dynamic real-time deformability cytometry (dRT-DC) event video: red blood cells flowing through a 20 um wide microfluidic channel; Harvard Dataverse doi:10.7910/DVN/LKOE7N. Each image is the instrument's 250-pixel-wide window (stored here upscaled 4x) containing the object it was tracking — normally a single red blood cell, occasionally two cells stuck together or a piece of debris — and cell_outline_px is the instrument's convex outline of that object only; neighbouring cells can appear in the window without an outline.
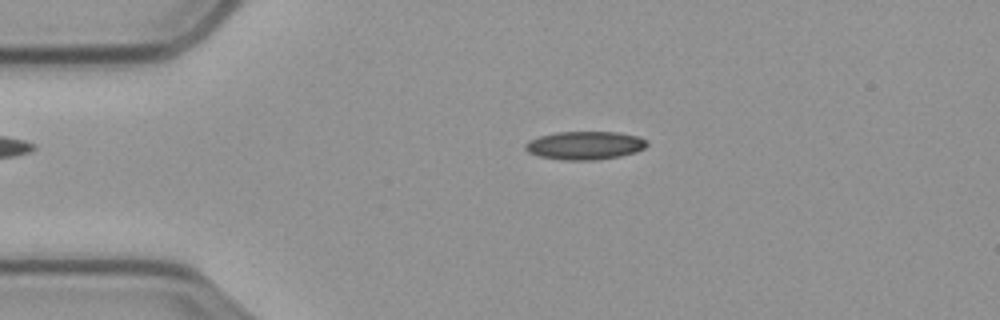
{"species": "common noctule bat (a hibernating species)", "species_latin": "Nyctalus noctula", "temperature_condition": "cold", "stored_images_in_passage": 58, "camera_frame_rate_fps": 3000, "um_per_image_px": 0.085, "animal": {"sex": "male", "body_mass_g": 23.1, "forearm_length_mm": 52.7}, "frame": {"image": 1, "passage_image": 12, "time_ms": 3.667, "image_size_px": [1000, 320], "cell_outline_px": [[648, 144], [644, 148], [636, 152], [620, 156], [596, 160], [568, 160], [540, 156], [528, 152], [524, 148], [524, 144], [528, 140], [540, 136], [556, 132], [620, 132], [640, 136], [648, 140]], "centroid_in_image_um": [49.75, 12.35], "position_along_channel_um": 35.3, "area_um2": 20.17}}
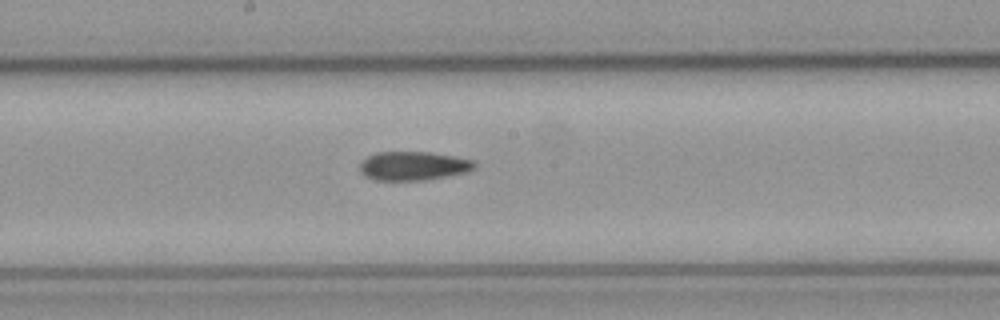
{"frame": {"image": 2, "passage_image": 30, "time_ms": 9.667, "image_size_px": [1000, 320], "cell_outline_px": [[476, 168], [468, 172], [424, 180], [376, 180], [360, 172], [360, 164], [368, 156], [376, 152], [432, 152], [456, 156], [472, 160], [476, 164]], "centroid_in_image_um": [35.18, 14.09], "position_along_channel_um": 213.0, "area_um2": 19.25}}
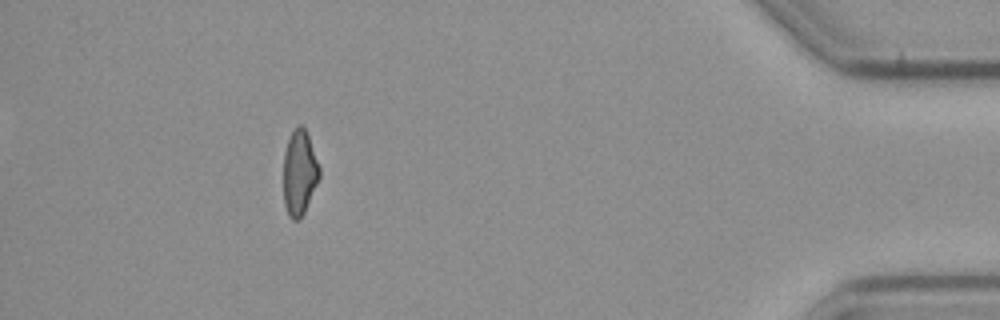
{"frame": {"image": 3, "passage_image": 52, "time_ms": 17.0, "image_size_px": [1000, 320], "cell_outline_px": [[320, 176], [304, 212], [300, 220], [292, 220], [288, 216], [284, 204], [284, 152], [288, 140], [296, 124], [300, 124], [304, 128], [308, 136], [320, 168]], "centroid_in_image_um": [25.44, 14.69], "position_along_channel_um": 409.8, "area_um2": 17.69}, "authors_computed_cell_mechanics": {"area_um2": 19.074, "velocity_mm_per_s": 3.5358, "shape_relaxation_time_tau1_ms": null, "shape_relaxation_time_tau2_ms": 8.0708, "deformation_change_tau1": null, "deformation_change_tau2": 0.1686}}